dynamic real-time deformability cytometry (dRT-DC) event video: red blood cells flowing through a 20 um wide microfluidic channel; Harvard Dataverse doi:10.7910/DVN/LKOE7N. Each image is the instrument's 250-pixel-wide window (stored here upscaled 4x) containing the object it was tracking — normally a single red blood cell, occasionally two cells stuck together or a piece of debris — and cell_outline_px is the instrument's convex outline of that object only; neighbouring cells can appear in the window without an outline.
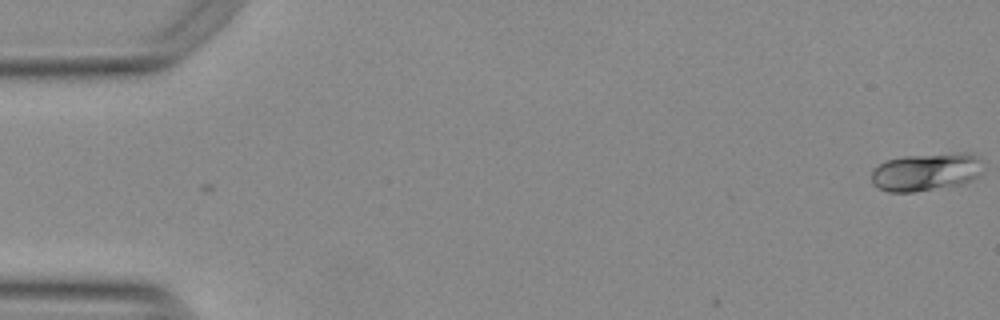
{"species": "Egyptian fruit bat (a non-hibernating species)", "species_latin": "Rousettus aegyptiacus", "temperature_condition": "warm", "stored_images_in_passage": 4, "camera_frame_rate_fps": 3000, "um_per_image_px": 0.085, "animal": {"sex": "female"}, "frame": {"image": 1, "passage_image": 1, "time_ms": 0.0, "image_size_px": [1000, 320], "cell_outline_px": [[984, 160], [980, 176], [964, 184], [912, 192], [888, 192], [876, 188], [872, 184], [872, 172], [880, 164], [888, 160], [904, 156], [976, 156]], "centroid_in_image_um": [78.68, 14.68], "position_along_channel_um": 6.3, "area_um2": 23.81}}